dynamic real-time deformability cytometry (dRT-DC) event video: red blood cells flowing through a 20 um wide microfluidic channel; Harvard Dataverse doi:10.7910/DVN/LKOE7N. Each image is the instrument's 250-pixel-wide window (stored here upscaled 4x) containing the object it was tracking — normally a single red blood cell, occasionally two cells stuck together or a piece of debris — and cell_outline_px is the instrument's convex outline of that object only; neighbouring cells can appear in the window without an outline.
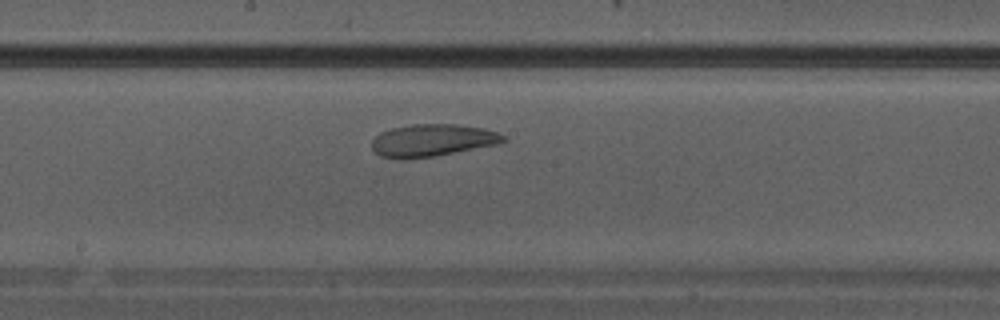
{"species": "Egyptian fruit bat (a non-hibernating species)", "species_latin": "Rousettus aegyptiacus", "temperature_condition": "warm", "stored_images_in_passage": 26, "camera_frame_rate_fps": 3000, "um_per_image_px": 0.085, "animal": {"sex": "male"}, "frame": {"image": 1, "passage_image": 12, "time_ms": 3.667, "image_size_px": [1000, 320], "cell_outline_px": [[508, 140], [496, 144], [432, 156], [404, 160], [380, 156], [372, 148], [372, 140], [380, 132], [392, 128], [412, 124], [456, 124], [484, 128], [496, 132], [504, 136]], "centroid_in_image_um": [36.71, 11.92], "position_along_channel_um": 211.5, "area_um2": 24.57}}
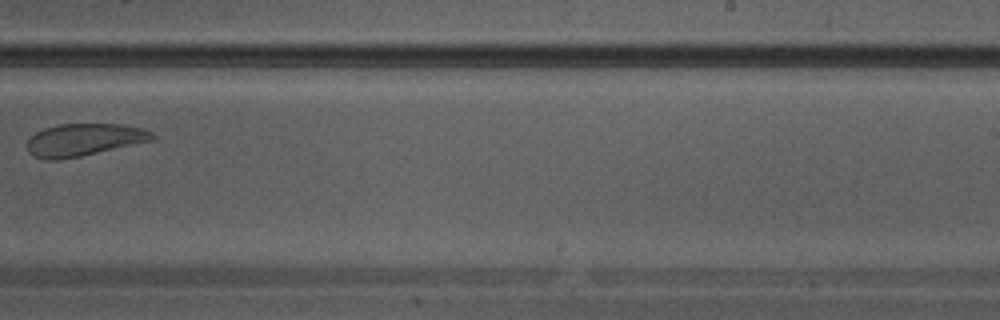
{"frame": {"image": 2, "passage_image": 15, "time_ms": 4.667, "image_size_px": [1000, 320], "cell_outline_px": [[156, 136], [152, 140], [80, 156], [56, 160], [44, 160], [32, 156], [28, 152], [28, 140], [36, 132], [44, 128], [60, 124], [120, 124], [144, 128], [152, 132]], "centroid_in_image_um": [7.12, 11.88], "position_along_channel_um": 281.9, "area_um2": 23.47}}